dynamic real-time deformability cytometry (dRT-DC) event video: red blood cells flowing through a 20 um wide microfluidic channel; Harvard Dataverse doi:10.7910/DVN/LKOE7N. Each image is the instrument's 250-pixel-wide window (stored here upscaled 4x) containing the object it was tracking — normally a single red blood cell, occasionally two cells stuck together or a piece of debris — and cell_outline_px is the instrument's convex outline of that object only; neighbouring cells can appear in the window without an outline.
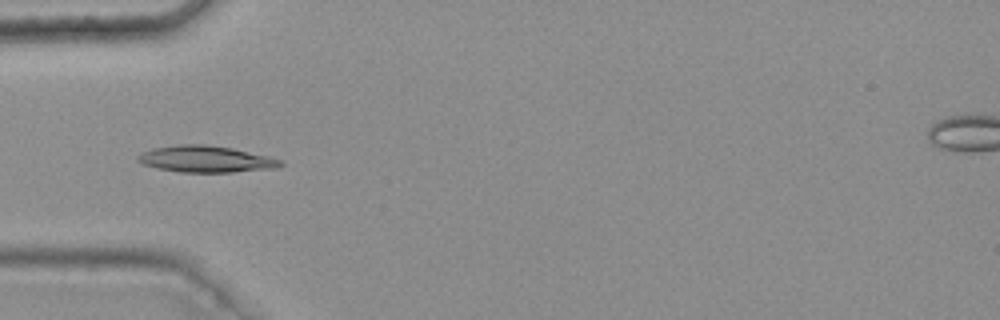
{"species": "common noctule bat (a hibernating species)", "species_latin": "Nyctalus noctula", "temperature_condition": "warm", "stored_images_in_passage": 19, "camera_frame_rate_fps": 3000, "um_per_image_px": 0.085, "animal": {"sex": "female", "body_mass_g": 25.1}, "frame": {"image": 1, "passage_image": 16, "time_ms": 5.0, "image_size_px": [1000, 320], "cell_outline_px": [[284, 164], [276, 168], [232, 172], [180, 172], [156, 168], [144, 164], [136, 160], [136, 156], [152, 148], [176, 144], [204, 144], [232, 148], [268, 156], [284, 160]], "centroid_in_image_um": [17.5, 13.52], "position_along_channel_um": 67.5, "area_um2": 22.14}}
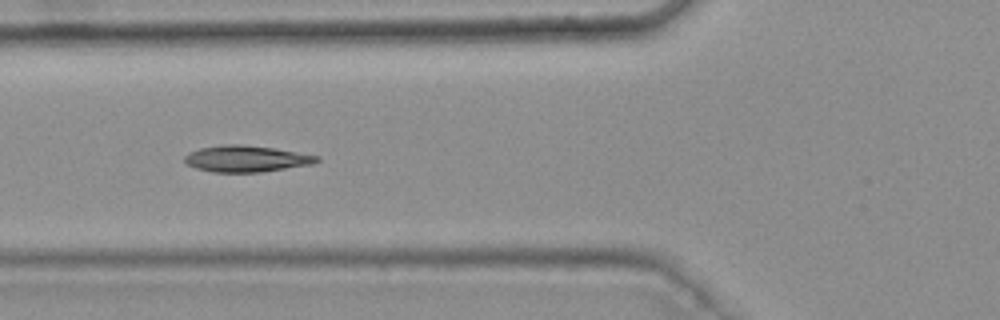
{"frame": {"image": 2, "passage_image": 19, "time_ms": 6.0, "image_size_px": [1000, 320], "cell_outline_px": [[320, 160], [312, 164], [260, 172], [212, 172], [196, 168], [188, 164], [184, 160], [184, 156], [188, 152], [200, 148], [224, 144], [244, 144], [272, 148], [320, 156]], "centroid_in_image_um": [20.91, 13.49], "position_along_channel_um": 104.9, "area_um2": 20.23}}